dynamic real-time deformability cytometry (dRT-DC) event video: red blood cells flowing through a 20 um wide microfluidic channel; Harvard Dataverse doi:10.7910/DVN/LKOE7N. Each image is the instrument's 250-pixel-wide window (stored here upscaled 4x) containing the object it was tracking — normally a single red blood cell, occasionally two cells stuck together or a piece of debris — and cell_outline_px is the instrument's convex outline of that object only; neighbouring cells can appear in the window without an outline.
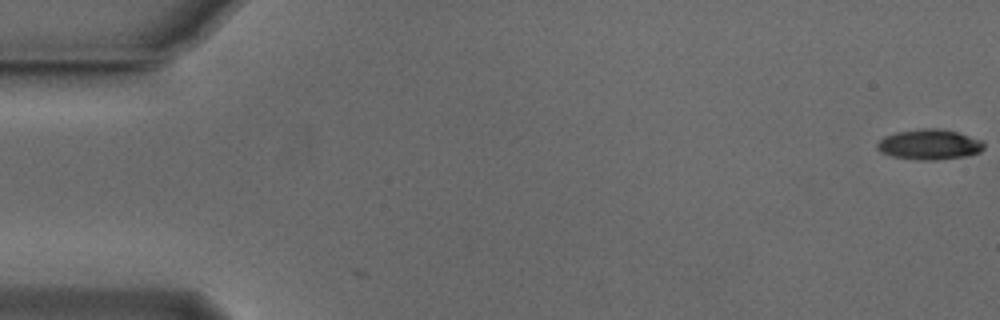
{"species": "Egyptian fruit bat (a non-hibernating species)", "species_latin": "Rousettus aegyptiacus", "temperature_condition": "cold", "stored_images_in_passage": 2, "camera_frame_rate_fps": 3000, "um_per_image_px": 0.085, "animal": {"sex": "male"}, "frame": {"image": 1, "passage_image": 2, "time_ms": 0.333, "image_size_px": [1000, 320], "cell_outline_px": [[984, 148], [980, 152], [964, 156], [932, 160], [924, 160], [892, 156], [880, 152], [876, 148], [876, 144], [884, 136], [896, 132], [924, 128], [940, 128], [956, 132], [980, 140], [984, 144]], "centroid_in_image_um": [78.96, 12.27], "position_along_channel_um": 6.0, "area_um2": 18.61}}